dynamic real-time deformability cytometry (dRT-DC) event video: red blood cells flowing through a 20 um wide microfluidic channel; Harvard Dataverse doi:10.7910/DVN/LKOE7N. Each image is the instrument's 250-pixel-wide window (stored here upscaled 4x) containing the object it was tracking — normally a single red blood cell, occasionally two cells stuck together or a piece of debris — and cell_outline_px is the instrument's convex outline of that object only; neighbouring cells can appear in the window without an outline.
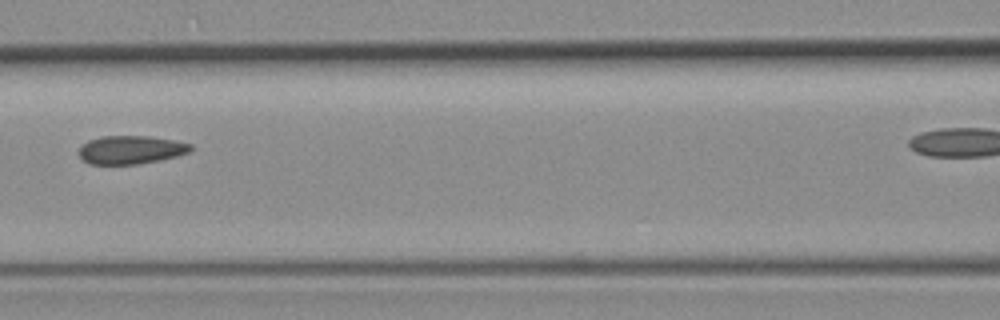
{"species": "common noctule bat (a hibernating species)", "species_latin": "Nyctalus noctula", "temperature_condition": "room temperature", "stored_images_in_passage": 8, "camera_frame_rate_fps": 3000, "um_per_image_px": 0.085, "animal": {"sex": "female", "body_mass_g": 19.3, "forearm_length_mm": 54.1}, "frame": {"image": 1, "passage_image": 4, "time_ms": 3.667, "image_size_px": [1000, 320], "cell_outline_px": [[192, 152], [160, 160], [140, 164], [88, 164], [80, 156], [80, 148], [88, 140], [100, 136], [148, 136], [172, 140], [192, 144]], "centroid_in_image_um": [11.14, 12.73], "position_along_channel_um": 155.5, "area_um2": 18.44}}
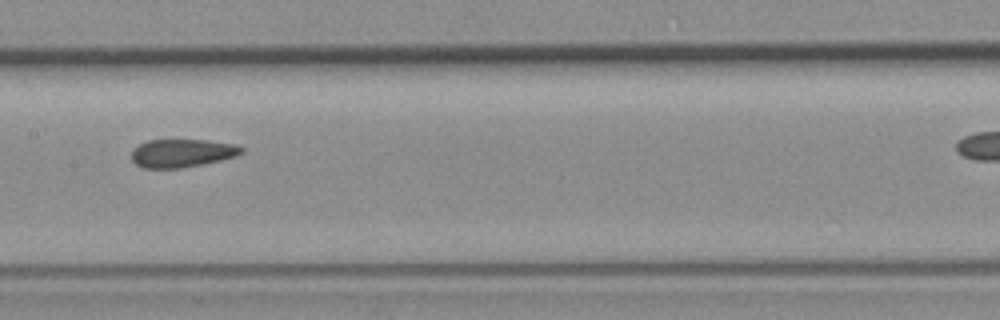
{"frame": {"image": 2, "passage_image": 5, "time_ms": 4.667, "image_size_px": [1000, 320], "cell_outline_px": [[244, 152], [236, 156], [204, 164], [180, 168], [144, 168], [136, 164], [132, 160], [132, 148], [148, 140], [204, 140], [232, 144], [244, 148]], "centroid_in_image_um": [15.46, 13.02], "position_along_channel_um": 191.9, "area_um2": 17.98}}
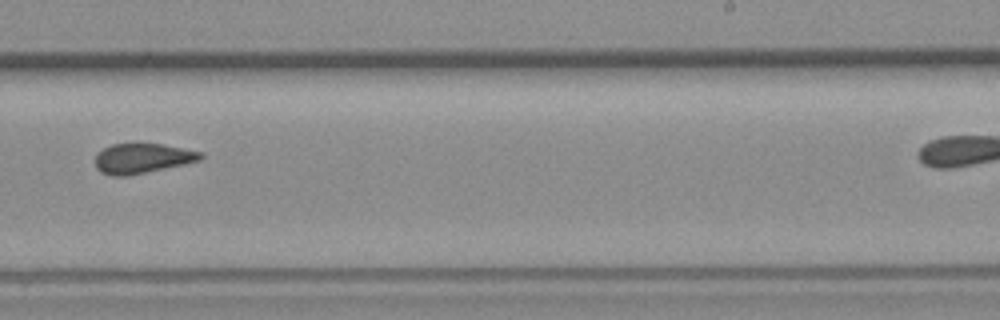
{"frame": {"image": 3, "passage_image": 7, "time_ms": 7.0, "image_size_px": [1000, 320], "cell_outline_px": [[204, 156], [200, 160], [184, 164], [128, 176], [112, 176], [100, 172], [96, 168], [96, 152], [112, 144], [136, 140], [184, 148], [204, 152]], "centroid_in_image_um": [12.08, 13.41], "position_along_channel_um": 276.9, "area_um2": 19.07}}